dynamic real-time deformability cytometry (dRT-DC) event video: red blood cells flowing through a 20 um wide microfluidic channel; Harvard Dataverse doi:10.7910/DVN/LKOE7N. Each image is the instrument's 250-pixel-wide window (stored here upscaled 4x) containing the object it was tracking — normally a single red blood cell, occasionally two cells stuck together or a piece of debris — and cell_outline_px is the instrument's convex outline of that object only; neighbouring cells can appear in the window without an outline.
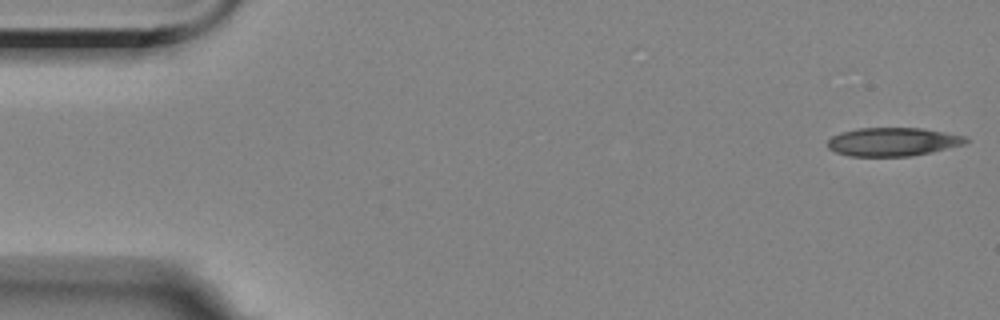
{"species": "Egyptian fruit bat (a non-hibernating species)", "species_latin": "Rousettus aegyptiacus", "temperature_condition": "room temperature", "stored_images_in_passage": 5, "camera_frame_rate_fps": 3000, "um_per_image_px": 0.085, "animal": {"sex": "female"}, "frame": {"image": 1, "passage_image": 1, "time_ms": 0.0, "image_size_px": [1000, 320], "cell_outline_px": [[968, 140], [964, 144], [932, 152], [912, 156], [848, 156], [836, 152], [828, 148], [828, 140], [832, 136], [840, 132], [856, 128], [920, 128], [944, 132], [964, 136]], "centroid_in_image_um": [75.85, 12.05], "position_along_channel_um": 9.1, "area_um2": 22.89}}
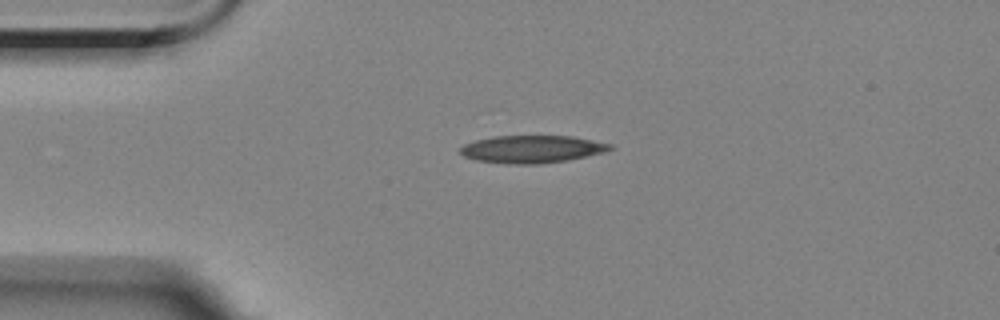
{"frame": {"image": 2, "passage_image": 4, "time_ms": 3.667, "image_size_px": [1000, 320], "cell_outline_px": [[616, 148], [608, 152], [568, 160], [540, 164], [508, 164], [476, 160], [464, 156], [460, 152], [460, 148], [464, 144], [476, 140], [496, 136], [572, 136], [612, 144]], "centroid_in_image_um": [45.28, 12.68], "position_along_channel_um": 39.7, "area_um2": 24.22}}